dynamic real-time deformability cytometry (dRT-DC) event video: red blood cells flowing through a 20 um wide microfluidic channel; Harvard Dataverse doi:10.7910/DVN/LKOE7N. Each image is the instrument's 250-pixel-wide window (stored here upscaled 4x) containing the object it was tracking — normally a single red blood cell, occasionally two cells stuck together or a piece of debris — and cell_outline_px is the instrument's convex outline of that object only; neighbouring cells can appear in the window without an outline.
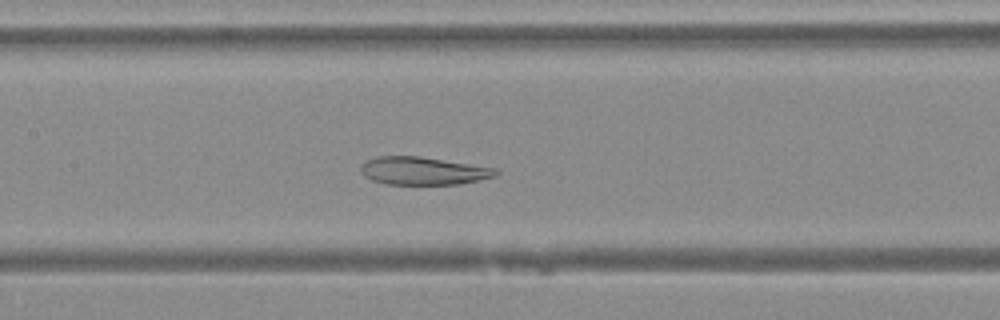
{"species": "Egyptian fruit bat (a non-hibernating species)", "species_latin": "Rousettus aegyptiacus", "temperature_condition": "warm", "stored_images_in_passage": 45, "camera_frame_rate_fps": 3000, "um_per_image_px": 0.085, "animal": {"sex": "female"}, "frame": {"image": 1, "passage_image": 20, "time_ms": 6.333, "image_size_px": [1000, 320], "cell_outline_px": [[500, 172], [496, 176], [460, 184], [384, 184], [372, 180], [364, 176], [360, 172], [360, 164], [364, 160], [380, 156], [416, 156], [496, 168]], "centroid_in_image_um": [35.92, 14.53], "position_along_channel_um": 171.5, "area_um2": 21.91}}
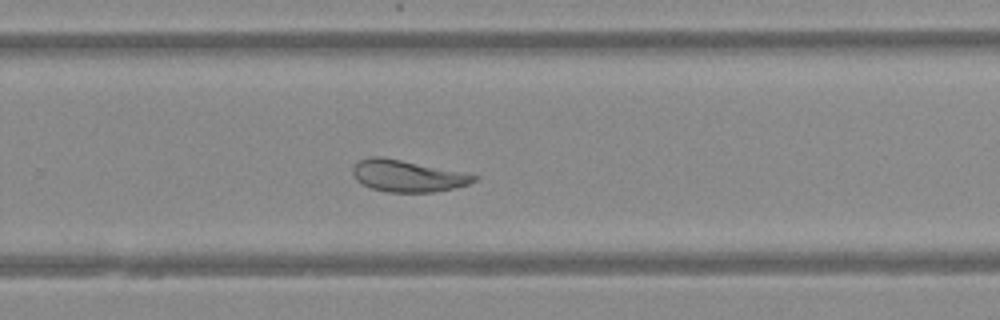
{"frame": {"image": 2, "passage_image": 29, "time_ms": 9.333, "image_size_px": [1000, 320], "cell_outline_px": [[476, 180], [468, 184], [436, 192], [388, 192], [372, 188], [356, 180], [352, 172], [352, 168], [360, 160], [368, 156], [380, 156], [400, 160], [476, 176]], "centroid_in_image_um": [34.54, 14.96], "position_along_channel_um": 295.3, "area_um2": 21.68}}
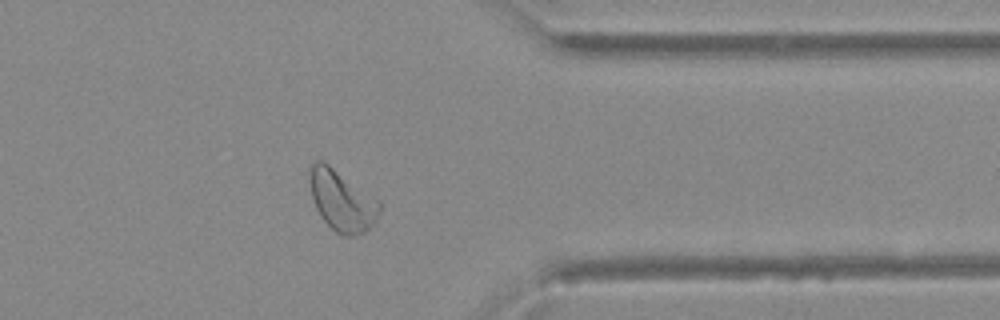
{"frame": {"image": 3, "passage_image": 36, "time_ms": 11.667, "image_size_px": [1000, 320], "cell_outline_px": [[380, 208], [376, 224], [364, 232], [356, 236], [344, 236], [336, 232], [320, 216], [316, 208], [312, 196], [308, 180], [308, 176], [312, 164], [316, 160], [324, 160], [380, 200]], "centroid_in_image_um": [29.08, 17.04], "position_along_channel_um": 382.3, "area_um2": 25.14}}